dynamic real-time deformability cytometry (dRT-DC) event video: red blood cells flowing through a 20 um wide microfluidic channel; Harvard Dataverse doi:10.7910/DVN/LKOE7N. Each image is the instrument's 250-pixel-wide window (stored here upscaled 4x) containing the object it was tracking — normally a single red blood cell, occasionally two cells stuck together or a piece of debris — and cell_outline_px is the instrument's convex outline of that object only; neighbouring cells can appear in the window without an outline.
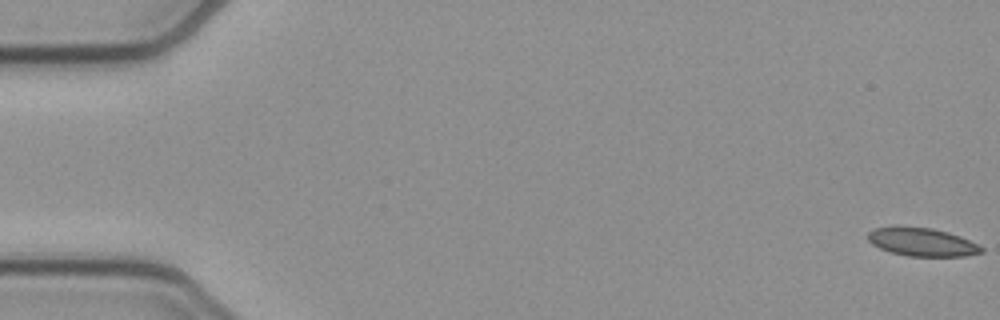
{"species": "common noctule bat (a hibernating species)", "species_latin": "Nyctalus noctula", "temperature_condition": "cold", "stored_images_in_passage": 53, "camera_frame_rate_fps": 3000, "um_per_image_px": 0.085, "animal": {"sex": "female", "body_mass_g": 21.9}, "frame": {"image": 1, "passage_image": 1, "time_ms": 0.0, "image_size_px": [1000, 320], "cell_outline_px": [[980, 252], [960, 256], [912, 256], [892, 252], [880, 248], [868, 240], [868, 236], [872, 232], [880, 228], [928, 228], [944, 232], [968, 240], [976, 244], [980, 248]], "centroid_in_image_um": [78.36, 20.6], "position_along_channel_um": 6.6, "area_um2": 17.28}}
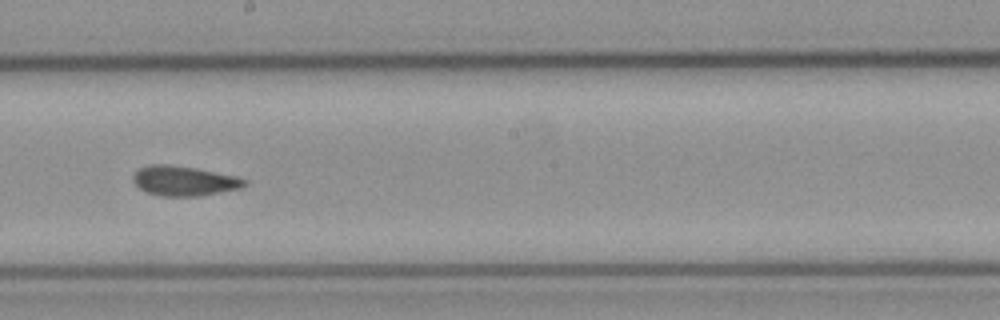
{"frame": {"image": 2, "passage_image": 30, "time_ms": 9.667, "image_size_px": [1000, 320], "cell_outline_px": [[244, 184], [236, 188], [188, 196], [168, 196], [148, 192], [140, 188], [136, 184], [136, 172], [140, 168], [192, 168], [228, 176], [244, 180]], "centroid_in_image_um": [15.61, 15.43], "position_along_channel_um": 232.6, "area_um2": 16.7}}
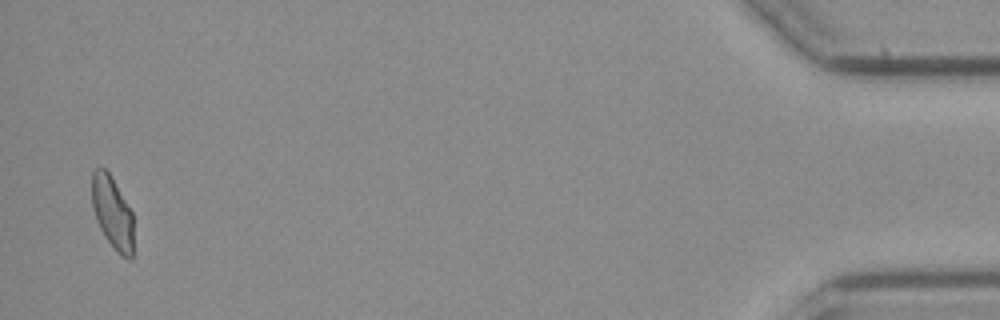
{"frame": {"image": 3, "passage_image": 52, "time_ms": 17.0, "image_size_px": [1000, 320], "cell_outline_px": [[132, 256], [124, 256], [108, 240], [96, 216], [92, 204], [92, 172], [96, 168], [104, 168], [108, 172], [132, 212]], "centroid_in_image_um": [9.54, 17.98], "position_along_channel_um": 425.7, "area_um2": 16.47}, "authors_computed_cell_mechanics": {"area_um2": 17.3978, "velocity_mm_per_s": 3.9024, "shape_relaxation_time_tau1_ms": null, "shape_relaxation_time_tau2_ms": 2.7973, "deformation_change_tau1": null, "deformation_change_tau2": 0.0875}}